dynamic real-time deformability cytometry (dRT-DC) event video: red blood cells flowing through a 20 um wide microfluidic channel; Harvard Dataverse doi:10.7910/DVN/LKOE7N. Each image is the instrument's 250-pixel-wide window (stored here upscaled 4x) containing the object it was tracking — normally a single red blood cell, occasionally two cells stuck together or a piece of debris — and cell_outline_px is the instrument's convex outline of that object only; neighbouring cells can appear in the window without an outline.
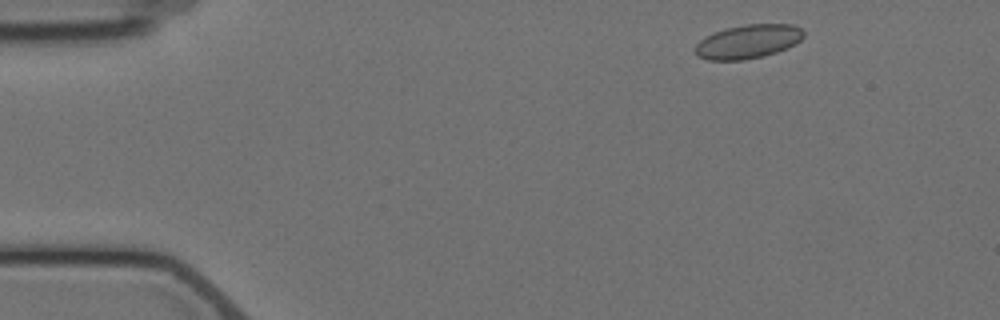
{"species": "Egyptian fruit bat (a non-hibernating species)", "species_latin": "Rousettus aegyptiacus", "temperature_condition": "cold", "stored_images_in_passage": 4, "segment_of_instrument_passage": [1, 2], "camera_frame_rate_fps": 3000, "um_per_image_px": 0.085, "animal": {"sex": "female"}, "frame": {"image": 1, "passage_image": 1, "time_ms": 0.0, "image_size_px": [1000, 320], "cell_outline_px": [[804, 36], [796, 44], [788, 48], [764, 56], [744, 60], [708, 60], [696, 56], [692, 48], [704, 36], [728, 28], [744, 24], [792, 24], [800, 28], [804, 32]], "centroid_in_image_um": [63.56, 3.54], "position_along_channel_um": 21.4, "area_um2": 21.62}}